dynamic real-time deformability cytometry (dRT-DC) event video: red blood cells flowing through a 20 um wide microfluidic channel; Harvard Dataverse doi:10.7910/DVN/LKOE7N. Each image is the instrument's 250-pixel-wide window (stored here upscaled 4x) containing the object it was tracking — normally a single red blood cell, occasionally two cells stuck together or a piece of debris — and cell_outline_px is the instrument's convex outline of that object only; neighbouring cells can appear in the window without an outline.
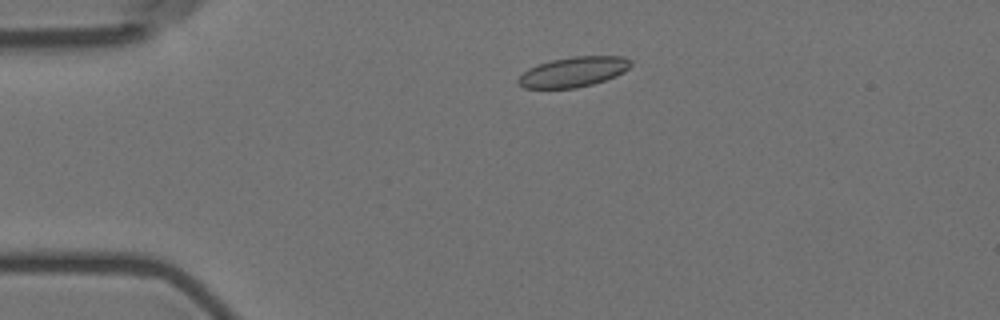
{"species": "Egyptian fruit bat (a non-hibernating species)", "species_latin": "Rousettus aegyptiacus", "temperature_condition": "room temperature", "stored_images_in_passage": 4, "camera_frame_rate_fps": 3000, "um_per_image_px": 0.085, "animal": {"sex": "female"}, "frame": {"image": 1, "passage_image": 3, "time_ms": 2.333, "image_size_px": [1000, 320], "cell_outline_px": [[632, 64], [624, 72], [616, 76], [592, 84], [576, 88], [524, 88], [516, 84], [516, 80], [528, 68], [552, 60], [572, 56], [624, 56], [632, 60]], "centroid_in_image_um": [48.74, 6.11], "position_along_channel_um": 36.3, "area_um2": 19.77}}